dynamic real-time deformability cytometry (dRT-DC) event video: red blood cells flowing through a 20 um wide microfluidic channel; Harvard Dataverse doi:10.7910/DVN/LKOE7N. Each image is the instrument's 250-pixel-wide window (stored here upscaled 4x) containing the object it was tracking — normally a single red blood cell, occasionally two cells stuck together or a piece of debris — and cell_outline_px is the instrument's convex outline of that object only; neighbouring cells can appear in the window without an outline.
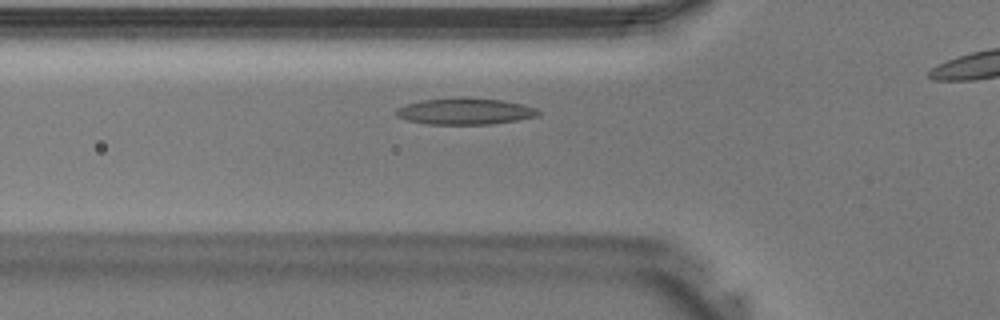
{"species": "Egyptian fruit bat (a non-hibernating species)", "species_latin": "Rousettus aegyptiacus", "temperature_condition": "warm", "stored_images_in_passage": 29, "camera_frame_rate_fps": 3000, "um_per_image_px": 0.085, "animal": {"sex": "male"}, "frame": {"image": 1, "passage_image": 9, "time_ms": 2.667, "image_size_px": [1000, 320], "cell_outline_px": [[540, 112], [536, 116], [516, 120], [492, 124], [428, 124], [408, 120], [396, 116], [392, 112], [396, 108], [404, 104], [420, 100], [500, 100], [524, 104], [536, 108]], "centroid_in_image_um": [39.47, 9.5], "position_along_channel_um": 86.3, "area_um2": 21.04}}
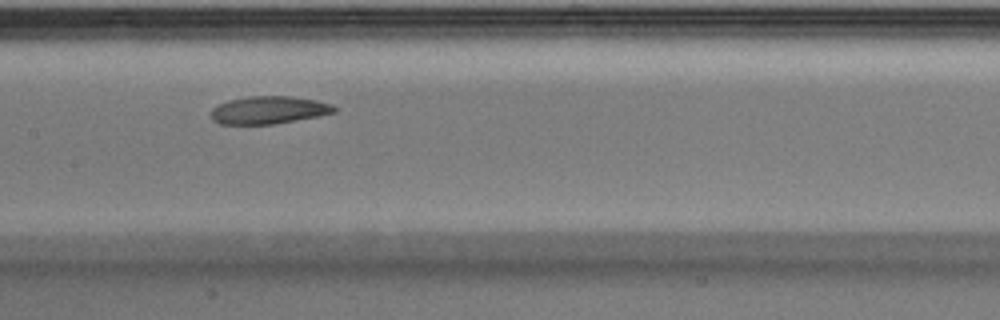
{"frame": {"image": 2, "passage_image": 15, "time_ms": 4.667, "image_size_px": [1000, 320], "cell_outline_px": [[336, 112], [316, 116], [272, 124], [220, 124], [212, 120], [212, 108], [228, 100], [248, 96], [292, 96], [316, 100], [332, 104], [336, 108]], "centroid_in_image_um": [22.83, 9.34], "position_along_channel_um": 184.6, "area_um2": 19.71}}
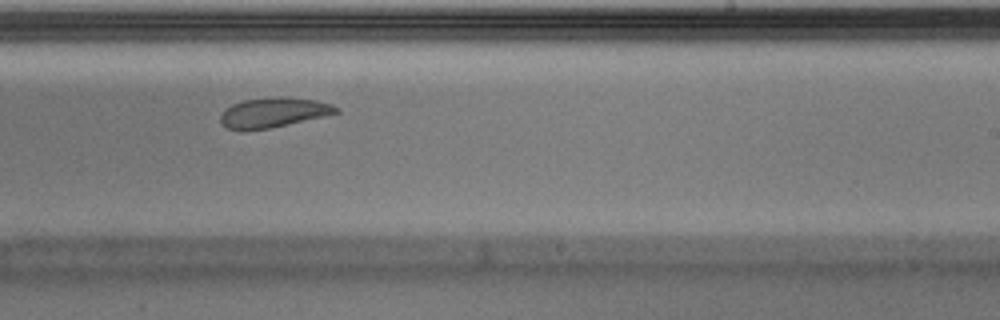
{"frame": {"image": 3, "passage_image": 20, "time_ms": 6.333, "image_size_px": [1000, 320], "cell_outline_px": [[340, 112], [324, 116], [272, 128], [228, 128], [220, 124], [220, 116], [232, 104], [244, 100], [276, 96], [288, 96], [316, 100], [332, 104], [340, 108]], "centroid_in_image_um": [23.32, 9.53], "position_along_channel_um": 265.7, "area_um2": 19.88}}